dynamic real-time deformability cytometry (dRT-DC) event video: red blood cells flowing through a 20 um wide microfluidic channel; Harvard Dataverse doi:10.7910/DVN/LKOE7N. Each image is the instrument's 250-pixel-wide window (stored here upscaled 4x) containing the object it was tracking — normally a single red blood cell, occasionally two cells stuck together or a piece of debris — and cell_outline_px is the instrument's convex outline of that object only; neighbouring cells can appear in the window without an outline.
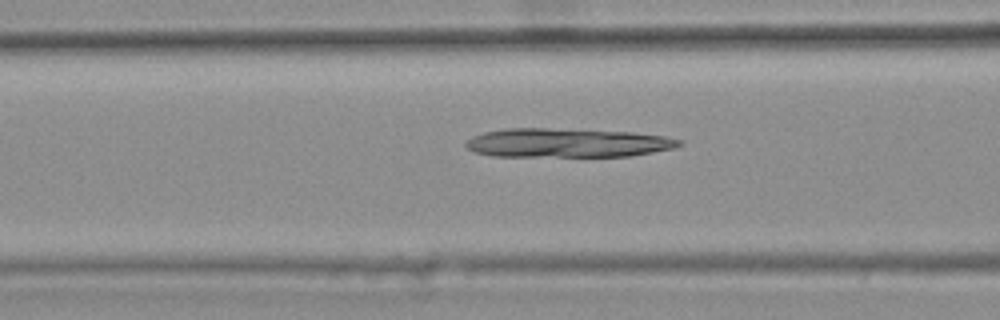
{"species": "common noctule bat (a hibernating species)", "species_latin": "Nyctalus noctula", "temperature_condition": "warm", "stored_images_in_passage": 34, "camera_frame_rate_fps": 3000, "um_per_image_px": 0.085, "animal": {"sex": "female", "body_mass_g": 25.1}, "frame": {"image": 1, "passage_image": 7, "time_ms": 2.0, "image_size_px": [1000, 320], "cell_outline_px": [[684, 144], [676, 148], [632, 156], [492, 156], [476, 152], [468, 148], [464, 144], [472, 136], [484, 132], [504, 128], [548, 128], [632, 132], [664, 136], [680, 140]], "centroid_in_image_um": [48.24, 12.14], "position_along_channel_um": 118.4, "area_um2": 36.13}}
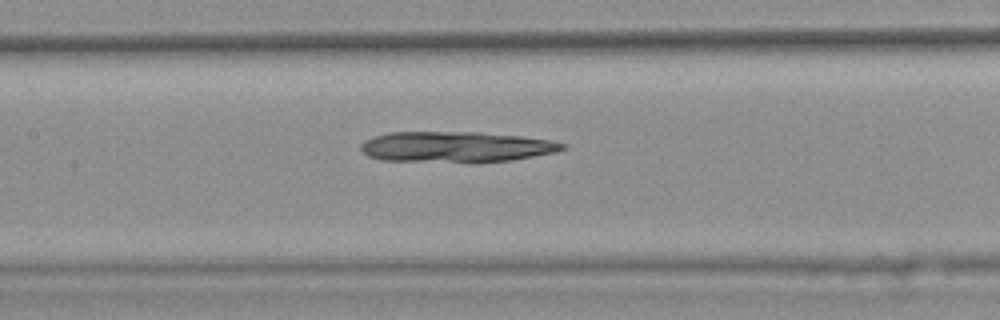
{"frame": {"image": 2, "passage_image": 11, "time_ms": 3.333, "image_size_px": [1000, 320], "cell_outline_px": [[568, 148], [556, 152], [512, 160], [384, 160], [368, 156], [360, 148], [360, 144], [364, 140], [372, 136], [388, 132], [480, 132], [520, 136], [552, 140], [568, 144]], "centroid_in_image_um": [38.78, 12.44], "position_along_channel_um": 168.6, "area_um2": 35.26}}
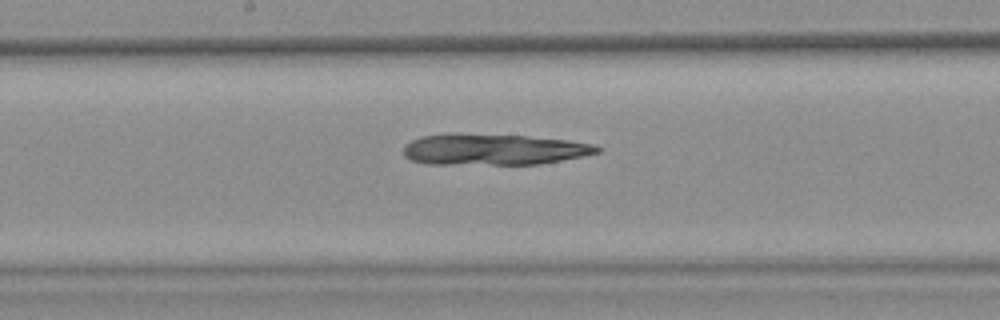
{"frame": {"image": 3, "passage_image": 14, "time_ms": 4.333, "image_size_px": [1000, 320], "cell_outline_px": [[604, 148], [600, 152], [584, 156], [540, 164], [428, 164], [412, 160], [404, 156], [404, 144], [420, 136], [448, 132], [528, 136], [568, 140], [592, 144]], "centroid_in_image_um": [41.93, 12.69], "position_along_channel_um": 206.3, "area_um2": 35.66}}